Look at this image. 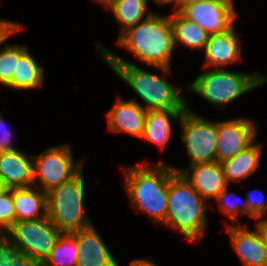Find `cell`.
<instances>
[{
	"instance_id": "35",
	"label": "cell",
	"mask_w": 267,
	"mask_h": 266,
	"mask_svg": "<svg viewBox=\"0 0 267 266\" xmlns=\"http://www.w3.org/2000/svg\"><path fill=\"white\" fill-rule=\"evenodd\" d=\"M202 0H181V6H189L194 3H199Z\"/></svg>"
},
{
	"instance_id": "15",
	"label": "cell",
	"mask_w": 267,
	"mask_h": 266,
	"mask_svg": "<svg viewBox=\"0 0 267 266\" xmlns=\"http://www.w3.org/2000/svg\"><path fill=\"white\" fill-rule=\"evenodd\" d=\"M107 126L110 132L125 133L142 138L147 110L137 100H124L118 97L108 111Z\"/></svg>"
},
{
	"instance_id": "26",
	"label": "cell",
	"mask_w": 267,
	"mask_h": 266,
	"mask_svg": "<svg viewBox=\"0 0 267 266\" xmlns=\"http://www.w3.org/2000/svg\"><path fill=\"white\" fill-rule=\"evenodd\" d=\"M240 199L242 198L238 197L235 193L228 192V186L215 199L218 203L219 210L225 213L228 219L235 222V225L236 223L237 225H242L239 216L243 217L245 214L248 215V203L246 199L243 202Z\"/></svg>"
},
{
	"instance_id": "9",
	"label": "cell",
	"mask_w": 267,
	"mask_h": 266,
	"mask_svg": "<svg viewBox=\"0 0 267 266\" xmlns=\"http://www.w3.org/2000/svg\"><path fill=\"white\" fill-rule=\"evenodd\" d=\"M62 233L45 217L16 221L5 235L24 254L43 264Z\"/></svg>"
},
{
	"instance_id": "37",
	"label": "cell",
	"mask_w": 267,
	"mask_h": 266,
	"mask_svg": "<svg viewBox=\"0 0 267 266\" xmlns=\"http://www.w3.org/2000/svg\"><path fill=\"white\" fill-rule=\"evenodd\" d=\"M96 3L98 2L99 4L105 6L108 4L111 0H94Z\"/></svg>"
},
{
	"instance_id": "19",
	"label": "cell",
	"mask_w": 267,
	"mask_h": 266,
	"mask_svg": "<svg viewBox=\"0 0 267 266\" xmlns=\"http://www.w3.org/2000/svg\"><path fill=\"white\" fill-rule=\"evenodd\" d=\"M262 154L263 146L259 142H254L233 158L222 161L220 164L228 185L230 182L243 181L257 171Z\"/></svg>"
},
{
	"instance_id": "36",
	"label": "cell",
	"mask_w": 267,
	"mask_h": 266,
	"mask_svg": "<svg viewBox=\"0 0 267 266\" xmlns=\"http://www.w3.org/2000/svg\"><path fill=\"white\" fill-rule=\"evenodd\" d=\"M8 188L6 187V185L4 184L2 178L0 177V195L2 193H4Z\"/></svg>"
},
{
	"instance_id": "6",
	"label": "cell",
	"mask_w": 267,
	"mask_h": 266,
	"mask_svg": "<svg viewBox=\"0 0 267 266\" xmlns=\"http://www.w3.org/2000/svg\"><path fill=\"white\" fill-rule=\"evenodd\" d=\"M82 168L75 176L47 192V217L61 232L71 233L93 225L84 206Z\"/></svg>"
},
{
	"instance_id": "4",
	"label": "cell",
	"mask_w": 267,
	"mask_h": 266,
	"mask_svg": "<svg viewBox=\"0 0 267 266\" xmlns=\"http://www.w3.org/2000/svg\"><path fill=\"white\" fill-rule=\"evenodd\" d=\"M207 202L176 172L169 179L167 215L163 225L180 232L185 240L197 242L207 226Z\"/></svg>"
},
{
	"instance_id": "30",
	"label": "cell",
	"mask_w": 267,
	"mask_h": 266,
	"mask_svg": "<svg viewBox=\"0 0 267 266\" xmlns=\"http://www.w3.org/2000/svg\"><path fill=\"white\" fill-rule=\"evenodd\" d=\"M4 120L2 112H0V154L17 149L12 144V132L8 129Z\"/></svg>"
},
{
	"instance_id": "21",
	"label": "cell",
	"mask_w": 267,
	"mask_h": 266,
	"mask_svg": "<svg viewBox=\"0 0 267 266\" xmlns=\"http://www.w3.org/2000/svg\"><path fill=\"white\" fill-rule=\"evenodd\" d=\"M44 67L39 64L26 45L19 44V61L13 80L6 88L32 90L42 87L44 83Z\"/></svg>"
},
{
	"instance_id": "29",
	"label": "cell",
	"mask_w": 267,
	"mask_h": 266,
	"mask_svg": "<svg viewBox=\"0 0 267 266\" xmlns=\"http://www.w3.org/2000/svg\"><path fill=\"white\" fill-rule=\"evenodd\" d=\"M248 203V217L260 219L267 215V197L262 190H253L246 194Z\"/></svg>"
},
{
	"instance_id": "2",
	"label": "cell",
	"mask_w": 267,
	"mask_h": 266,
	"mask_svg": "<svg viewBox=\"0 0 267 266\" xmlns=\"http://www.w3.org/2000/svg\"><path fill=\"white\" fill-rule=\"evenodd\" d=\"M117 38L116 44L131 52L137 60L155 67L164 75L170 74L171 57L175 51L170 15L154 12Z\"/></svg>"
},
{
	"instance_id": "24",
	"label": "cell",
	"mask_w": 267,
	"mask_h": 266,
	"mask_svg": "<svg viewBox=\"0 0 267 266\" xmlns=\"http://www.w3.org/2000/svg\"><path fill=\"white\" fill-rule=\"evenodd\" d=\"M78 253L76 231L63 232L43 266H77Z\"/></svg>"
},
{
	"instance_id": "16",
	"label": "cell",
	"mask_w": 267,
	"mask_h": 266,
	"mask_svg": "<svg viewBox=\"0 0 267 266\" xmlns=\"http://www.w3.org/2000/svg\"><path fill=\"white\" fill-rule=\"evenodd\" d=\"M77 266H119L94 225L76 231Z\"/></svg>"
},
{
	"instance_id": "23",
	"label": "cell",
	"mask_w": 267,
	"mask_h": 266,
	"mask_svg": "<svg viewBox=\"0 0 267 266\" xmlns=\"http://www.w3.org/2000/svg\"><path fill=\"white\" fill-rule=\"evenodd\" d=\"M149 0H111L105 5L111 10L114 18L121 25L119 37L129 28L147 19L152 13L148 9ZM149 10V12H147Z\"/></svg>"
},
{
	"instance_id": "12",
	"label": "cell",
	"mask_w": 267,
	"mask_h": 266,
	"mask_svg": "<svg viewBox=\"0 0 267 266\" xmlns=\"http://www.w3.org/2000/svg\"><path fill=\"white\" fill-rule=\"evenodd\" d=\"M172 167L176 172L181 173L207 202L210 199H216L229 186L223 174L222 166L217 161L190 165L188 166L189 169Z\"/></svg>"
},
{
	"instance_id": "3",
	"label": "cell",
	"mask_w": 267,
	"mask_h": 266,
	"mask_svg": "<svg viewBox=\"0 0 267 266\" xmlns=\"http://www.w3.org/2000/svg\"><path fill=\"white\" fill-rule=\"evenodd\" d=\"M176 173L172 165L159 161L123 168L124 186L131 206L163 224L167 215L169 179Z\"/></svg>"
},
{
	"instance_id": "7",
	"label": "cell",
	"mask_w": 267,
	"mask_h": 266,
	"mask_svg": "<svg viewBox=\"0 0 267 266\" xmlns=\"http://www.w3.org/2000/svg\"><path fill=\"white\" fill-rule=\"evenodd\" d=\"M72 153L71 146L60 144L48 147L40 155H34V186L47 193L75 176L83 168L85 160L74 161Z\"/></svg>"
},
{
	"instance_id": "11",
	"label": "cell",
	"mask_w": 267,
	"mask_h": 266,
	"mask_svg": "<svg viewBox=\"0 0 267 266\" xmlns=\"http://www.w3.org/2000/svg\"><path fill=\"white\" fill-rule=\"evenodd\" d=\"M218 142L216 161L233 158L239 152L244 151L257 139V127L254 120L246 117H238L217 122Z\"/></svg>"
},
{
	"instance_id": "33",
	"label": "cell",
	"mask_w": 267,
	"mask_h": 266,
	"mask_svg": "<svg viewBox=\"0 0 267 266\" xmlns=\"http://www.w3.org/2000/svg\"><path fill=\"white\" fill-rule=\"evenodd\" d=\"M154 3L158 5H166V4H174L173 9L174 12L179 11L181 8V0H154Z\"/></svg>"
},
{
	"instance_id": "8",
	"label": "cell",
	"mask_w": 267,
	"mask_h": 266,
	"mask_svg": "<svg viewBox=\"0 0 267 266\" xmlns=\"http://www.w3.org/2000/svg\"><path fill=\"white\" fill-rule=\"evenodd\" d=\"M179 125L181 140L190 158V165L216 162L218 142L217 121H210L188 107L184 110Z\"/></svg>"
},
{
	"instance_id": "25",
	"label": "cell",
	"mask_w": 267,
	"mask_h": 266,
	"mask_svg": "<svg viewBox=\"0 0 267 266\" xmlns=\"http://www.w3.org/2000/svg\"><path fill=\"white\" fill-rule=\"evenodd\" d=\"M0 266H43L24 254L5 234H0Z\"/></svg>"
},
{
	"instance_id": "14",
	"label": "cell",
	"mask_w": 267,
	"mask_h": 266,
	"mask_svg": "<svg viewBox=\"0 0 267 266\" xmlns=\"http://www.w3.org/2000/svg\"><path fill=\"white\" fill-rule=\"evenodd\" d=\"M235 25L226 32L210 34L204 49V68L226 69L242 59L241 41Z\"/></svg>"
},
{
	"instance_id": "5",
	"label": "cell",
	"mask_w": 267,
	"mask_h": 266,
	"mask_svg": "<svg viewBox=\"0 0 267 266\" xmlns=\"http://www.w3.org/2000/svg\"><path fill=\"white\" fill-rule=\"evenodd\" d=\"M186 88L213 106L226 108L235 99L267 82V75L259 72L243 73L224 69L204 68Z\"/></svg>"
},
{
	"instance_id": "18",
	"label": "cell",
	"mask_w": 267,
	"mask_h": 266,
	"mask_svg": "<svg viewBox=\"0 0 267 266\" xmlns=\"http://www.w3.org/2000/svg\"><path fill=\"white\" fill-rule=\"evenodd\" d=\"M16 221L47 217V193L38 187L12 188Z\"/></svg>"
},
{
	"instance_id": "1",
	"label": "cell",
	"mask_w": 267,
	"mask_h": 266,
	"mask_svg": "<svg viewBox=\"0 0 267 266\" xmlns=\"http://www.w3.org/2000/svg\"><path fill=\"white\" fill-rule=\"evenodd\" d=\"M95 47L106 65L144 102L145 106H142L147 111L185 110L188 107L189 102L184 98L181 87H176L162 76L127 61L99 41L95 43Z\"/></svg>"
},
{
	"instance_id": "22",
	"label": "cell",
	"mask_w": 267,
	"mask_h": 266,
	"mask_svg": "<svg viewBox=\"0 0 267 266\" xmlns=\"http://www.w3.org/2000/svg\"><path fill=\"white\" fill-rule=\"evenodd\" d=\"M170 21L175 49L182 45L190 50L204 51L209 38V34L204 29L185 18L179 11L170 14Z\"/></svg>"
},
{
	"instance_id": "13",
	"label": "cell",
	"mask_w": 267,
	"mask_h": 266,
	"mask_svg": "<svg viewBox=\"0 0 267 266\" xmlns=\"http://www.w3.org/2000/svg\"><path fill=\"white\" fill-rule=\"evenodd\" d=\"M226 225L230 245L243 266H267V249L259 230L256 227L253 231L248 227L245 228L246 224L241 226V224L226 223Z\"/></svg>"
},
{
	"instance_id": "32",
	"label": "cell",
	"mask_w": 267,
	"mask_h": 266,
	"mask_svg": "<svg viewBox=\"0 0 267 266\" xmlns=\"http://www.w3.org/2000/svg\"><path fill=\"white\" fill-rule=\"evenodd\" d=\"M254 227H256L259 230V232L262 236L264 245L267 249V218L257 219Z\"/></svg>"
},
{
	"instance_id": "28",
	"label": "cell",
	"mask_w": 267,
	"mask_h": 266,
	"mask_svg": "<svg viewBox=\"0 0 267 266\" xmlns=\"http://www.w3.org/2000/svg\"><path fill=\"white\" fill-rule=\"evenodd\" d=\"M16 222L12 189L0 195V234H5Z\"/></svg>"
},
{
	"instance_id": "20",
	"label": "cell",
	"mask_w": 267,
	"mask_h": 266,
	"mask_svg": "<svg viewBox=\"0 0 267 266\" xmlns=\"http://www.w3.org/2000/svg\"><path fill=\"white\" fill-rule=\"evenodd\" d=\"M184 110L147 111L142 140L150 142L163 150L172 134V121H180ZM172 120V121H171Z\"/></svg>"
},
{
	"instance_id": "31",
	"label": "cell",
	"mask_w": 267,
	"mask_h": 266,
	"mask_svg": "<svg viewBox=\"0 0 267 266\" xmlns=\"http://www.w3.org/2000/svg\"><path fill=\"white\" fill-rule=\"evenodd\" d=\"M23 27L17 22L0 19V44L4 43L9 37L15 35Z\"/></svg>"
},
{
	"instance_id": "10",
	"label": "cell",
	"mask_w": 267,
	"mask_h": 266,
	"mask_svg": "<svg viewBox=\"0 0 267 266\" xmlns=\"http://www.w3.org/2000/svg\"><path fill=\"white\" fill-rule=\"evenodd\" d=\"M234 6L233 0H202L181 6L179 12L210 35L226 32L235 25L237 12Z\"/></svg>"
},
{
	"instance_id": "27",
	"label": "cell",
	"mask_w": 267,
	"mask_h": 266,
	"mask_svg": "<svg viewBox=\"0 0 267 266\" xmlns=\"http://www.w3.org/2000/svg\"><path fill=\"white\" fill-rule=\"evenodd\" d=\"M19 61V44H7L0 51V85L6 87L12 80Z\"/></svg>"
},
{
	"instance_id": "17",
	"label": "cell",
	"mask_w": 267,
	"mask_h": 266,
	"mask_svg": "<svg viewBox=\"0 0 267 266\" xmlns=\"http://www.w3.org/2000/svg\"><path fill=\"white\" fill-rule=\"evenodd\" d=\"M0 177L9 189L34 186L33 155L20 149L1 153Z\"/></svg>"
},
{
	"instance_id": "34",
	"label": "cell",
	"mask_w": 267,
	"mask_h": 266,
	"mask_svg": "<svg viewBox=\"0 0 267 266\" xmlns=\"http://www.w3.org/2000/svg\"><path fill=\"white\" fill-rule=\"evenodd\" d=\"M130 266H157L155 262L150 259H144V258H136L130 262Z\"/></svg>"
}]
</instances>
